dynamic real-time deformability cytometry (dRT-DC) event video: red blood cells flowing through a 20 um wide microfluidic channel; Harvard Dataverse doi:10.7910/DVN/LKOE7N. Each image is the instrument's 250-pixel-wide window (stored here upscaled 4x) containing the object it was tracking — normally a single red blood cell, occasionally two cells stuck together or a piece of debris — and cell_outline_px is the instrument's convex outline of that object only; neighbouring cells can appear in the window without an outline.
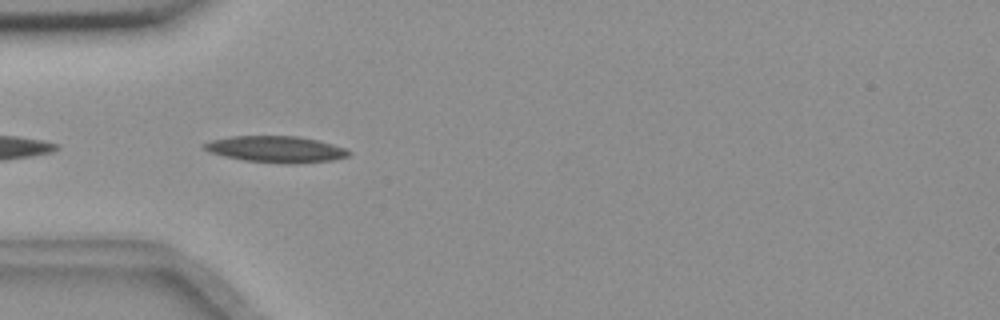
{"species": "common noctule bat (a hibernating species)", "species_latin": "Nyctalus noctula", "temperature_condition": "room temperature", "stored_images_in_passage": 5, "camera_frame_rate_fps": 3000, "um_per_image_px": 0.085, "animal": {"sex": "female", "body_mass_g": 18.4}, "frame": {"image": 1, "passage_image": 2, "time_ms": 0.333, "image_size_px": [1000, 320], "cell_outline_px": [[352, 152], [348, 156], [332, 160], [288, 164], [284, 164], [244, 160], [224, 156], [208, 152], [200, 148], [200, 144], [212, 140], [228, 136], [300, 136], [332, 144], [344, 148]], "centroid_in_image_um": [23.38, 12.68], "position_along_channel_um": 61.6, "area_um2": 22.37}}